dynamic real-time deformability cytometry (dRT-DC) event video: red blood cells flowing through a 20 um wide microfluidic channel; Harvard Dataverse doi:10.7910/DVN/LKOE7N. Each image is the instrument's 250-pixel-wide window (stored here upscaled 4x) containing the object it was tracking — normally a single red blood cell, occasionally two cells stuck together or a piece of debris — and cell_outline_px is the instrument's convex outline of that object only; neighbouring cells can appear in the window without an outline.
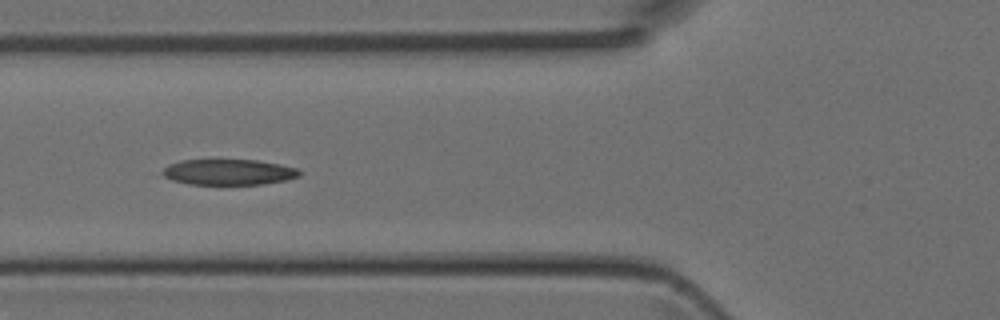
{"species": "Egyptian fruit bat (a non-hibernating species)", "species_latin": "Rousettus aegyptiacus", "temperature_condition": "room temperature", "stored_images_in_passage": 5, "camera_frame_rate_fps": 3000, "um_per_image_px": 0.085, "animal": {"sex": "female"}, "frame": {"image": 1, "passage_image": 4, "time_ms": 1.0, "image_size_px": [1000, 320], "cell_outline_px": [[300, 176], [288, 180], [264, 184], [188, 184], [172, 180], [164, 176], [160, 172], [168, 164], [180, 160], [256, 160], [280, 164], [300, 168]], "centroid_in_image_um": [19.45, 14.62], "position_along_channel_um": 106.3, "area_um2": 20.69}}
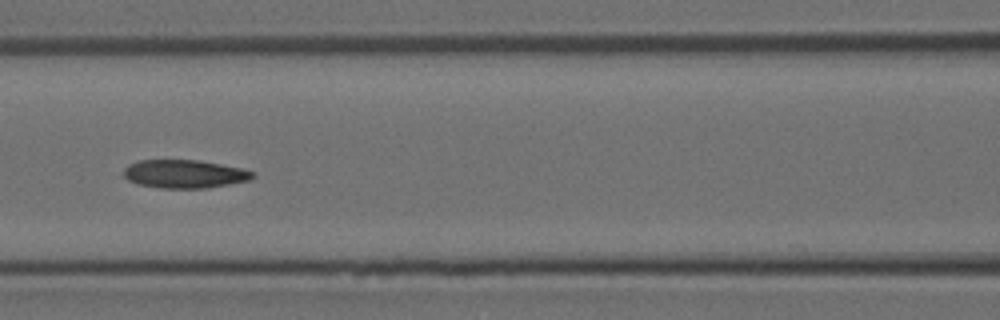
{"frame": {"image": 2, "passage_image": 5, "time_ms": 1.333, "image_size_px": [1000, 320], "cell_outline_px": [[256, 176], [248, 180], [208, 188], [160, 188], [136, 184], [128, 180], [124, 176], [124, 168], [128, 164], [136, 160], [200, 160], [240, 168], [256, 172]], "centroid_in_image_um": [15.65, 14.78], "position_along_channel_um": 150.9, "area_um2": 21.39}}